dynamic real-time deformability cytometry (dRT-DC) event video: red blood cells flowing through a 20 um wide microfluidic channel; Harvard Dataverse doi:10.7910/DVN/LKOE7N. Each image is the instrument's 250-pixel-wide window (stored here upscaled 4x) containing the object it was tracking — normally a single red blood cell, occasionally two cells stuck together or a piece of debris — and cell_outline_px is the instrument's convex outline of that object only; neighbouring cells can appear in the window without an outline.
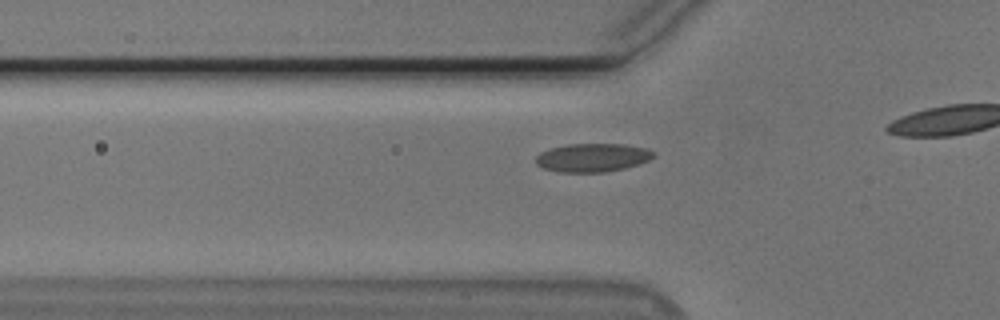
{"species": "Egyptian fruit bat (a non-hibernating species)", "species_latin": "Rousettus aegyptiacus", "temperature_condition": "cold", "stored_images_in_passage": 11, "camera_frame_rate_fps": 3000, "um_per_image_px": 0.085, "animal": {"sex": "male"}, "frame": {"image": 1, "passage_image": 5, "time_ms": 1.333, "image_size_px": [1000, 320], "cell_outline_px": [[656, 156], [640, 164], [624, 168], [604, 172], [560, 172], [544, 168], [536, 164], [536, 156], [540, 152], [548, 148], [568, 144], [624, 144], [648, 148], [656, 152]], "centroid_in_image_um": [50.39, 13.38], "position_along_channel_um": 75.4, "area_um2": 19.71}}
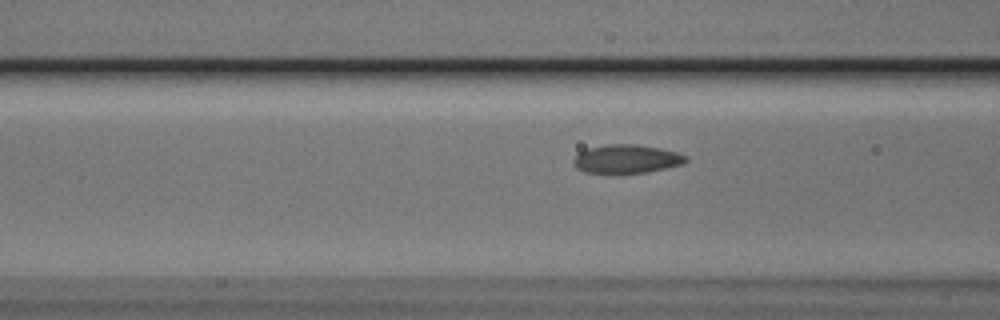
{"frame": {"image": 2, "passage_image": 8, "time_ms": 2.333, "image_size_px": [1000, 320], "cell_outline_px": [[688, 160], [684, 164], [644, 172], [584, 172], [576, 168], [572, 160], [580, 152], [588, 148], [608, 144], [636, 144], [660, 148], [676, 152], [688, 156]], "centroid_in_image_um": [53.27, 13.49], "position_along_channel_um": 113.3, "area_um2": 18.44}}